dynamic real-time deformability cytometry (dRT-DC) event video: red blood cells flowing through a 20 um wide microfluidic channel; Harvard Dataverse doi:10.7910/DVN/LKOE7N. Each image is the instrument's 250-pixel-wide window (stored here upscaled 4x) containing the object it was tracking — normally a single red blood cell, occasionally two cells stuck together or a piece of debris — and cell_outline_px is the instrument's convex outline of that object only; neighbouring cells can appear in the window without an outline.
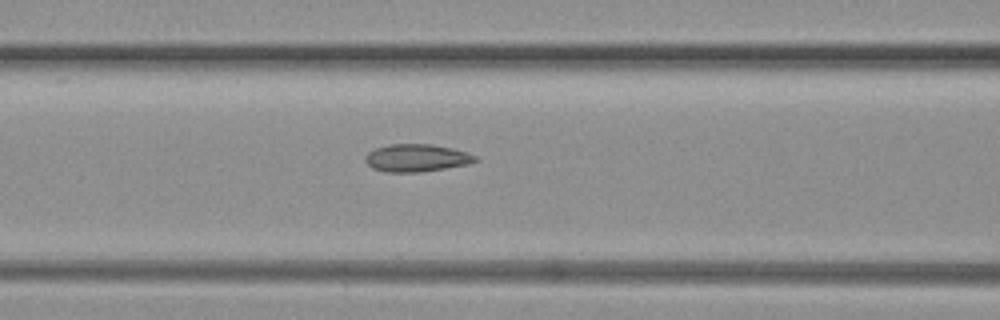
{"species": "common noctule bat (a hibernating species)", "species_latin": "Nyctalus noctula", "temperature_condition": "warm", "stored_images_in_passage": 74, "camera_frame_rate_fps": 3000, "um_per_image_px": 0.085, "animal": {"sex": "female", "body_mass_g": 19.3, "forearm_length_mm": 54.1}, "frame": {"image": 1, "passage_image": 26, "time_ms": 8.333, "image_size_px": [1000, 320], "cell_outline_px": [[480, 160], [468, 164], [420, 172], [384, 172], [372, 168], [364, 160], [364, 156], [368, 152], [376, 148], [388, 144], [432, 144], [452, 148], [468, 152], [476, 156]], "centroid_in_image_um": [35.4, 13.42], "position_along_channel_um": 131.2, "area_um2": 17.8}}
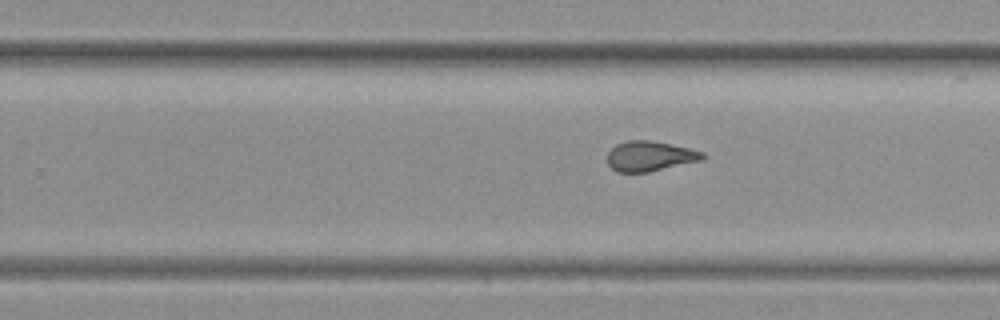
{"frame": {"image": 2, "passage_image": 43, "time_ms": 14.0, "image_size_px": [1000, 320], "cell_outline_px": [[708, 156], [704, 160], [648, 172], [616, 172], [608, 164], [608, 152], [616, 144], [628, 140], [652, 140], [688, 148], [704, 152]], "centroid_in_image_um": [55.28, 13.27], "position_along_channel_um": 274.5, "area_um2": 16.82}}
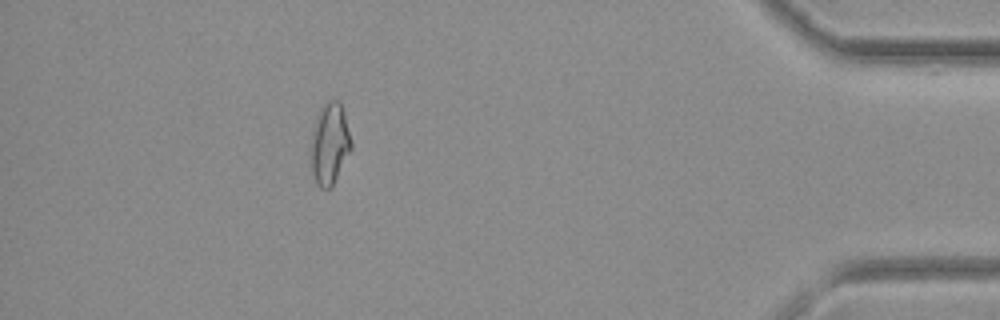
{"frame": {"image": 3, "passage_image": 65, "time_ms": 21.333, "image_size_px": [1000, 320], "cell_outline_px": [[352, 148], [332, 188], [320, 188], [316, 184], [312, 172], [312, 132], [316, 116], [320, 108], [328, 100], [340, 100], [344, 112], [352, 144]], "centroid_in_image_um": [28.04, 12.22], "position_along_channel_um": 407.2, "area_um2": 19.13}}